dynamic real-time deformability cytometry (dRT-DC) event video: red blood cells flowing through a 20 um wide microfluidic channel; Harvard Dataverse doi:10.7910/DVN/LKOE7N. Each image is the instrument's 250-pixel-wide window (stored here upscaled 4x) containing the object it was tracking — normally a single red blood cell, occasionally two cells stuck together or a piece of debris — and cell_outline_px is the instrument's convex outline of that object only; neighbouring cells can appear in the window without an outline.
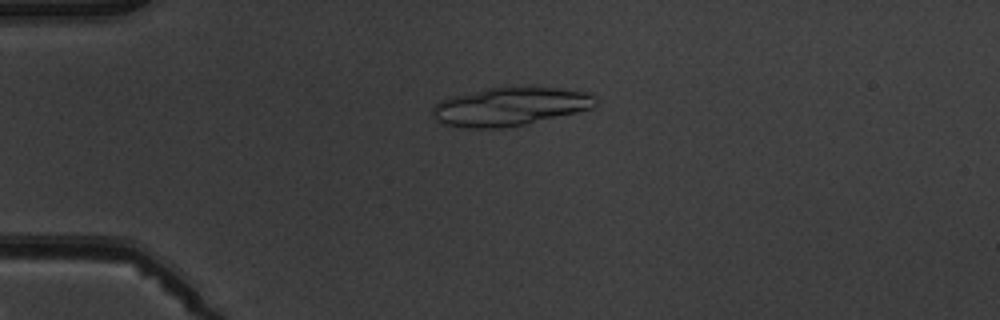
{"species": "common noctule bat (a hibernating species)", "species_latin": "Nyctalus noctula", "temperature_condition": "warm", "stored_images_in_passage": 6, "camera_frame_rate_fps": 3000, "um_per_image_px": 0.085, "animal": {"sex": "male", "body_mass_g": 19.5, "forearm_length_mm": 54.6}, "frame": {"image": 1, "passage_image": 4, "time_ms": 3.667, "image_size_px": [1000, 320], "cell_outline_px": [[596, 104], [592, 108], [528, 124], [500, 128], [460, 128], [440, 124], [432, 116], [432, 108], [440, 100], [452, 96], [488, 88], [556, 88], [588, 92], [596, 96]], "centroid_in_image_um": [43.31, 9.08], "position_along_channel_um": 41.7, "area_um2": 36.41}}